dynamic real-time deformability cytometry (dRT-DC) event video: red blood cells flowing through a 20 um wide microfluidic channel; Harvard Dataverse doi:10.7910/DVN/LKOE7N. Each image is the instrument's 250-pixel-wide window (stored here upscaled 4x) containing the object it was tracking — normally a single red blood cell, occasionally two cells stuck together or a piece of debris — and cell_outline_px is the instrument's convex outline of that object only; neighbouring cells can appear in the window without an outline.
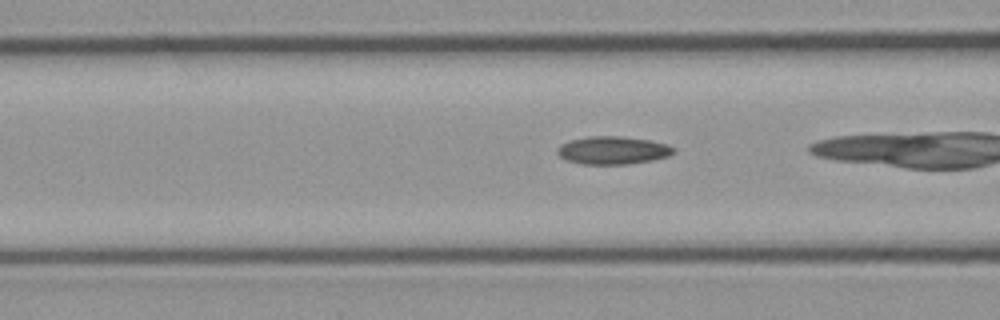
{"species": "common noctule bat (a hibernating species)", "species_latin": "Nyctalus noctula", "temperature_condition": "cold", "stored_images_in_passage": 20, "camera_frame_rate_fps": 3000, "um_per_image_px": 0.085, "animal": {"sex": "male", "body_mass_g": 23.1, "forearm_length_mm": 52.7}, "frame": {"image": 1, "passage_image": 4, "time_ms": 1.0, "image_size_px": [1000, 320], "cell_outline_px": [[676, 152], [668, 156], [652, 160], [628, 164], [580, 164], [564, 160], [556, 152], [560, 144], [572, 140], [588, 136], [620, 136], [648, 140], [668, 144], [676, 148]], "centroid_in_image_um": [52.09, 12.78], "position_along_channel_um": 114.5, "area_um2": 19.02}}
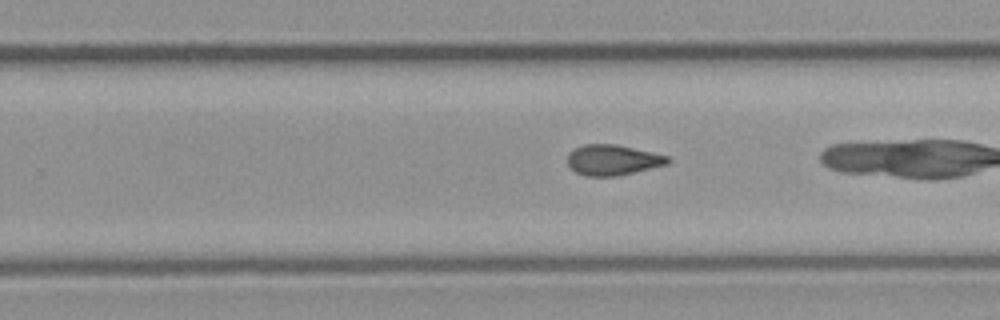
{"frame": {"image": 2, "passage_image": 17, "time_ms": 5.333, "image_size_px": [1000, 320], "cell_outline_px": [[672, 160], [668, 164], [620, 176], [584, 176], [576, 172], [568, 164], [568, 152], [584, 144], [612, 144], [632, 148], [668, 156]], "centroid_in_image_um": [52.08, 13.61], "position_along_channel_um": 277.7, "area_um2": 17.74}}